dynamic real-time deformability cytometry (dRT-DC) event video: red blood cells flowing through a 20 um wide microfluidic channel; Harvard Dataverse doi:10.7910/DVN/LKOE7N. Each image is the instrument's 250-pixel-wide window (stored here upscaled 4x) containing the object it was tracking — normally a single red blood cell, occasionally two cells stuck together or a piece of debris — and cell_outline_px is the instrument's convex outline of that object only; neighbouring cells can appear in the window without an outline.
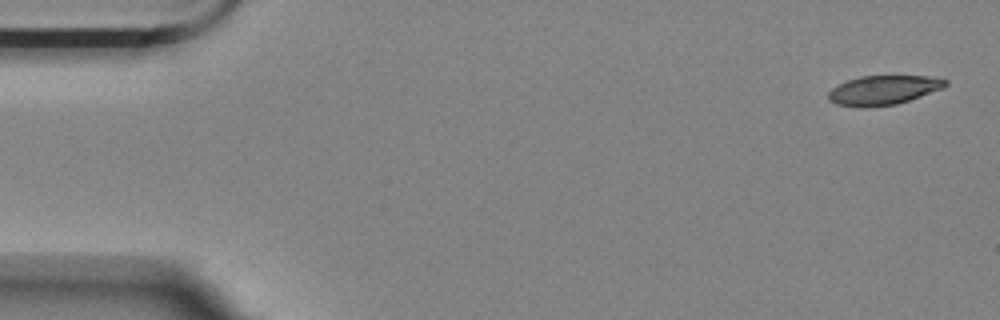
{"species": "Egyptian fruit bat (a non-hibernating species)", "species_latin": "Rousettus aegyptiacus", "temperature_condition": "room temperature", "stored_images_in_passage": 13, "camera_frame_rate_fps": 3000, "um_per_image_px": 0.085, "animal": {"sex": "female"}, "frame": {"image": 1, "passage_image": 1, "time_ms": 0.0, "image_size_px": [1000, 320], "cell_outline_px": [[948, 84], [944, 88], [896, 104], [868, 108], [860, 108], [836, 104], [828, 100], [828, 92], [832, 88], [848, 80], [860, 76], [928, 76], [948, 80]], "centroid_in_image_um": [75.07, 7.67], "position_along_channel_um": 9.9, "area_um2": 20.06}}